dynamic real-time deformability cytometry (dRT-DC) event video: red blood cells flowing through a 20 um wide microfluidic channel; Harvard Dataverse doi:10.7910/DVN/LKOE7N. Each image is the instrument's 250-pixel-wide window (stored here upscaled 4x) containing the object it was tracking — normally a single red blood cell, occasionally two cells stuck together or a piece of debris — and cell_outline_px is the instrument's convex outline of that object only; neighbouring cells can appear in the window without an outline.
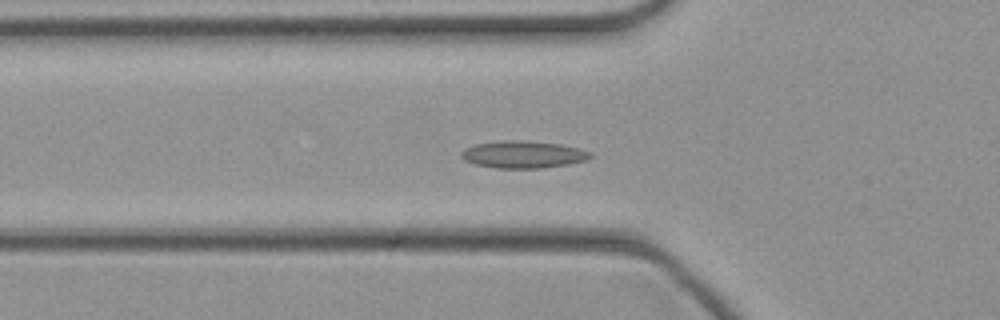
{"species": "common noctule bat (a hibernating species)", "species_latin": "Nyctalus noctula", "temperature_condition": "cold", "stored_images_in_passage": 46, "camera_frame_rate_fps": 3000, "um_per_image_px": 0.085, "animal": {"sex": "female", "body_mass_g": 21.9}, "frame": {"image": 1, "passage_image": 15, "time_ms": 4.667, "image_size_px": [1000, 320], "cell_outline_px": [[592, 156], [584, 160], [568, 164], [544, 168], [496, 168], [476, 164], [464, 160], [460, 156], [460, 152], [464, 148], [476, 144], [500, 140], [528, 140], [560, 144], [580, 148], [592, 152]], "centroid_in_image_um": [44.45, 13.12], "position_along_channel_um": 81.3, "area_um2": 20.63}}
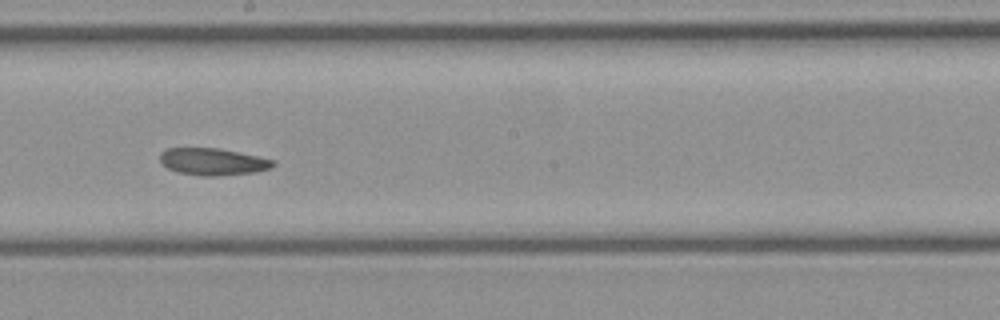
{"frame": {"image": 2, "passage_image": 25, "time_ms": 8.0, "image_size_px": [1000, 320], "cell_outline_px": [[276, 164], [272, 168], [256, 172], [216, 176], [204, 176], [180, 172], [168, 168], [160, 160], [160, 152], [168, 148], [220, 148], [276, 160]], "centroid_in_image_um": [18.14, 13.74], "position_along_channel_um": 230.1, "area_um2": 17.8}}
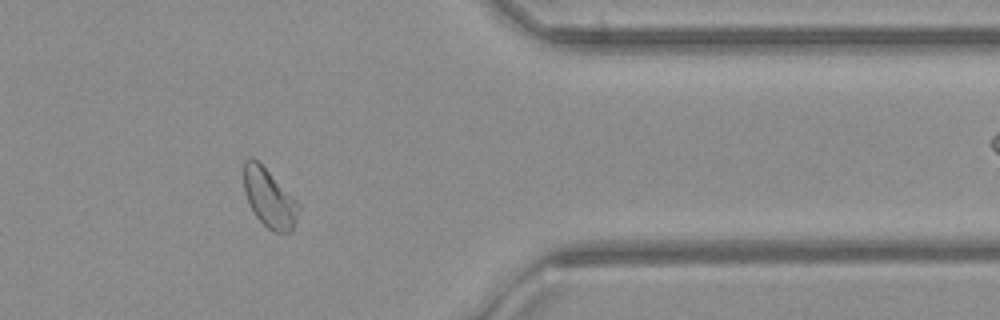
{"frame": {"image": 3, "passage_image": 37, "time_ms": 12.0, "image_size_px": [1000, 320], "cell_outline_px": [[300, 208], [296, 220], [292, 228], [288, 232], [272, 232], [256, 216], [244, 192], [244, 160], [248, 156], [252, 156], [300, 204]], "centroid_in_image_um": [22.87, 16.84], "position_along_channel_um": 388.5, "area_um2": 18.21}}